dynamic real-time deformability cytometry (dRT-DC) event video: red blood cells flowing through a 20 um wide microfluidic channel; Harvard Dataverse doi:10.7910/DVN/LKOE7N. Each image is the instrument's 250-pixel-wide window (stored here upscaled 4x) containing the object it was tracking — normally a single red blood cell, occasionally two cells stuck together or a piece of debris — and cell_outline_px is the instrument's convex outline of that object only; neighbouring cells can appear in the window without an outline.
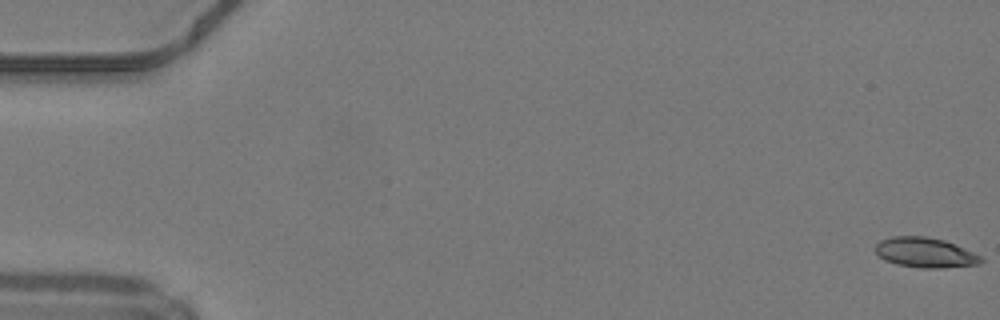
{"species": "common noctule bat (a hibernating species)", "species_latin": "Nyctalus noctula", "temperature_condition": "warm", "stored_images_in_passage": 50, "camera_frame_rate_fps": 3000, "um_per_image_px": 0.085, "animal": {"sex": "male", "body_mass_g": 19.2, "forearm_length_mm": 51.8}, "frame": {"image": 1, "passage_image": 1, "time_ms": 0.0, "image_size_px": [1000, 320], "cell_outline_px": [[984, 260], [980, 264], [944, 268], [920, 268], [896, 264], [884, 260], [876, 252], [876, 244], [880, 240], [892, 236], [928, 236], [944, 240], [964, 248], [980, 256]], "centroid_in_image_um": [78.63, 21.47], "position_along_channel_um": 6.4, "area_um2": 18.5}}
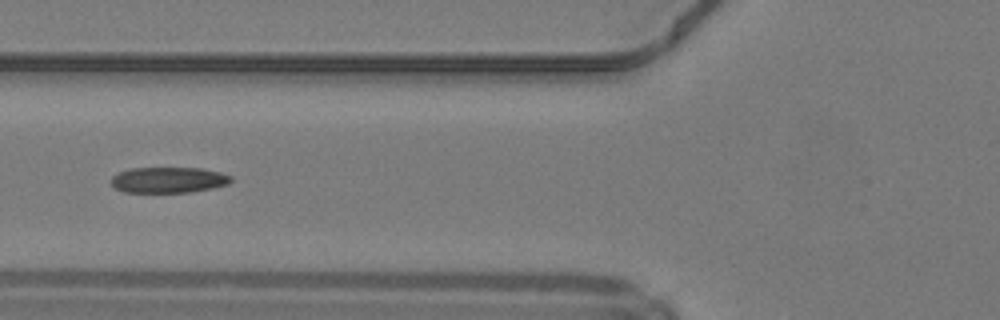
{"frame": {"image": 2, "passage_image": 20, "time_ms": 6.333, "image_size_px": [1000, 320], "cell_outline_px": [[232, 180], [228, 184], [212, 188], [188, 192], [124, 192], [116, 188], [112, 184], [112, 176], [120, 172], [132, 168], [200, 168], [220, 172], [232, 176]], "centroid_in_image_um": [14.34, 15.29], "position_along_channel_um": 111.5, "area_um2": 17.86}}
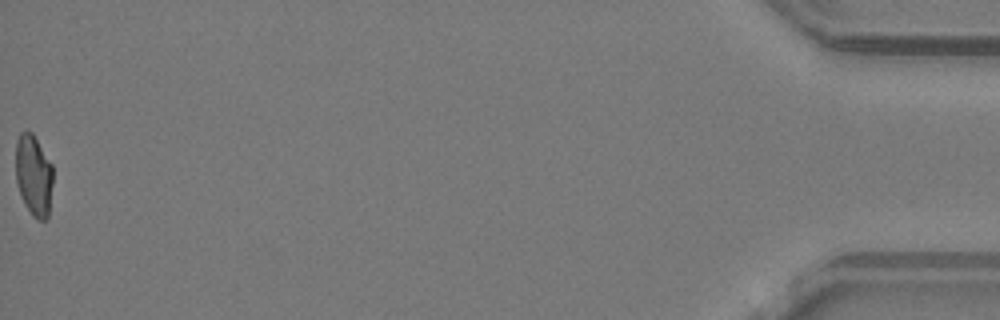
{"frame": {"image": 3, "passage_image": 50, "time_ms": 16.333, "image_size_px": [1000, 320], "cell_outline_px": [[52, 184], [48, 216], [44, 220], [36, 220], [32, 216], [24, 204], [20, 196], [16, 180], [16, 140], [20, 132], [24, 128], [32, 132], [52, 164]], "centroid_in_image_um": [2.84, 14.88], "position_along_channel_um": 432.4, "area_um2": 17.86}, "authors_computed_cell_mechanics": {"area_um2": 18.5249, "velocity_mm_per_s": 4.2285, "shape_relaxation_time_tau1_ms": null, "shape_relaxation_time_tau2_ms": 1.398, "deformation_change_tau1": null, "deformation_change_tau2": 0.0759}}